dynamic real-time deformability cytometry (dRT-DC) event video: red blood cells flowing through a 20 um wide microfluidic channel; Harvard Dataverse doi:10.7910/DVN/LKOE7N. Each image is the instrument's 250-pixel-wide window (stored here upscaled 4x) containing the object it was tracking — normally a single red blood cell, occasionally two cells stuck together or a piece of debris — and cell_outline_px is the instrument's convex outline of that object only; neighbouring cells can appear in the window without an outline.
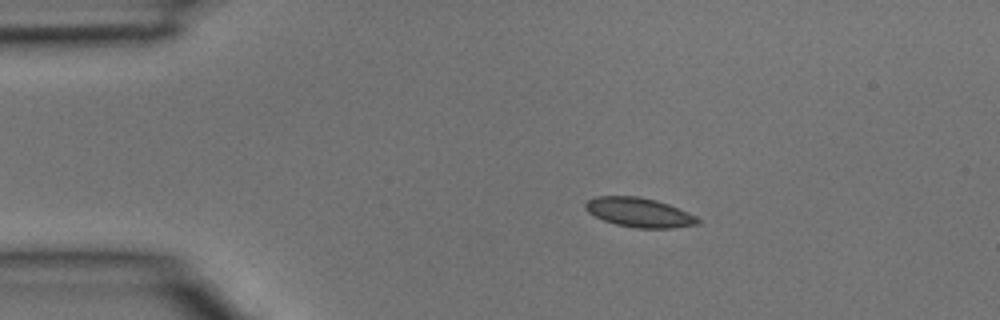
{"species": "common noctule bat (a hibernating species)", "species_latin": "Nyctalus noctula", "temperature_condition": "room temperature", "stored_images_in_passage": 3, "camera_frame_rate_fps": 3000, "um_per_image_px": 0.085, "animal": {"sex": "male", "body_mass_g": 15.6}, "frame": {"image": 1, "passage_image": 2, "time_ms": 0.333, "image_size_px": [1000, 320], "cell_outline_px": [[700, 224], [672, 228], [636, 228], [616, 224], [604, 220], [588, 212], [584, 208], [584, 204], [588, 200], [596, 196], [636, 196], [656, 200], [668, 204], [688, 212], [696, 216], [700, 220]], "centroid_in_image_um": [54.34, 18.06], "position_along_channel_um": 30.7, "area_um2": 19.19}}